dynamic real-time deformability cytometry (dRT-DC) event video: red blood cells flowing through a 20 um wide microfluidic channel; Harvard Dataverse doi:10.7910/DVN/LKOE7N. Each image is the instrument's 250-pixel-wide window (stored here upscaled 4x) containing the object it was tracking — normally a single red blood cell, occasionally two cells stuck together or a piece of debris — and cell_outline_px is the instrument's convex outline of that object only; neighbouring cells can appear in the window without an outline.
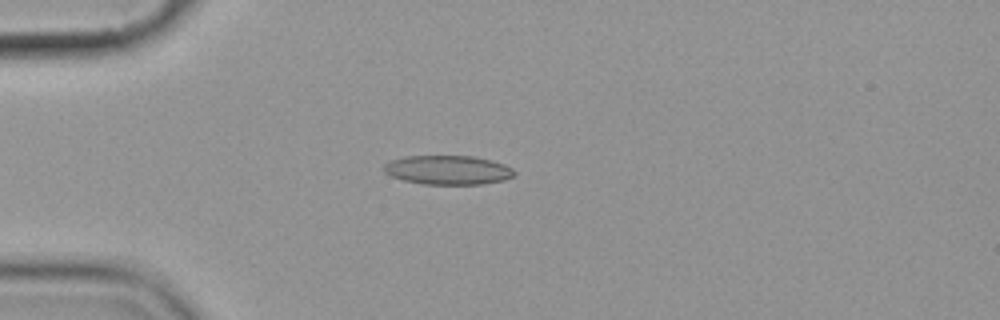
{"species": "common noctule bat (a hibernating species)", "species_latin": "Nyctalus noctula", "temperature_condition": "cold", "stored_images_in_passage": 12, "camera_frame_rate_fps": 3000, "um_per_image_px": 0.085, "animal": {"sex": "female", "body_mass_g": 19.9}, "frame": {"image": 1, "passage_image": 3, "time_ms": 3.333, "image_size_px": [1000, 320], "cell_outline_px": [[516, 172], [512, 176], [504, 180], [480, 184], [424, 184], [404, 180], [392, 176], [384, 172], [384, 164], [392, 160], [404, 156], [476, 156], [492, 160], [504, 164], [512, 168]], "centroid_in_image_um": [38.09, 14.44], "position_along_channel_um": 46.9, "area_um2": 22.08}}
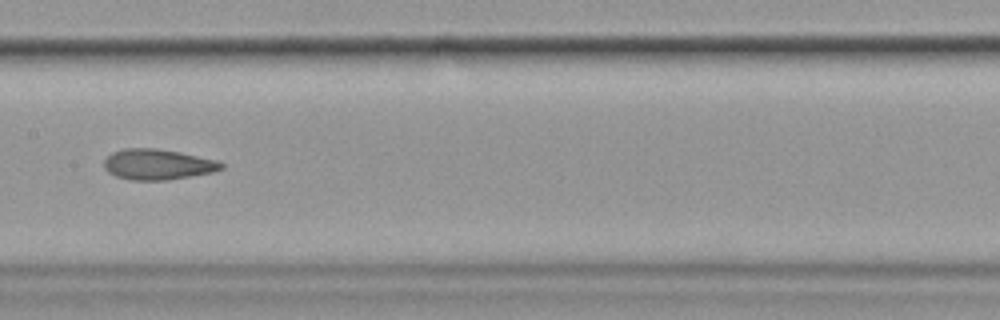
{"frame": {"image": 2, "passage_image": 7, "time_ms": 8.0, "image_size_px": [1000, 320], "cell_outline_px": [[224, 168], [212, 172], [168, 180], [132, 180], [116, 176], [108, 172], [104, 168], [104, 160], [112, 152], [124, 148], [152, 148], [180, 152], [216, 160], [224, 164]], "centroid_in_image_um": [13.39, 13.97], "position_along_channel_um": 194.0, "area_um2": 20.81}}
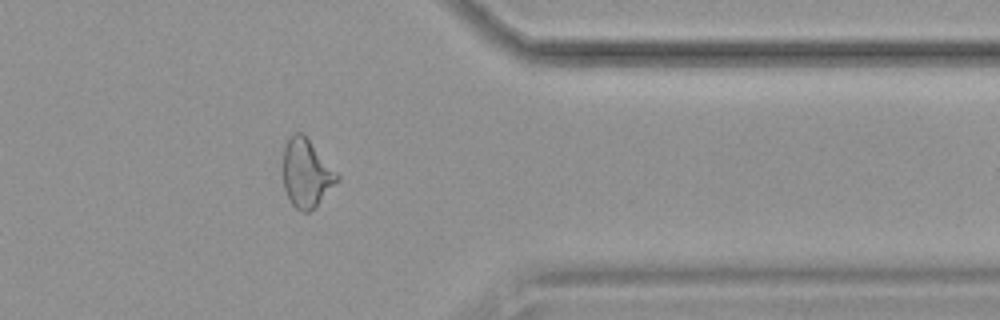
{"frame": {"image": 3, "passage_image": 12, "time_ms": 13.667, "image_size_px": [1000, 320], "cell_outline_px": [[340, 180], [308, 212], [300, 212], [292, 204], [284, 188], [280, 168], [284, 148], [292, 132], [304, 132], [340, 176]], "centroid_in_image_um": [26.0, 14.67], "position_along_channel_um": 385.4, "area_um2": 21.91}, "authors_computed_cell_mechanics": {"area_um2": 20.8369, "velocity_mm_per_s": 3.5721, "shape_relaxation_time_tau1_ms": 8.0661, "shape_relaxation_time_tau2_ms": 3.0101, "deformation_change_tau1": 0.1771, "deformation_change_tau2": 0.0832}}